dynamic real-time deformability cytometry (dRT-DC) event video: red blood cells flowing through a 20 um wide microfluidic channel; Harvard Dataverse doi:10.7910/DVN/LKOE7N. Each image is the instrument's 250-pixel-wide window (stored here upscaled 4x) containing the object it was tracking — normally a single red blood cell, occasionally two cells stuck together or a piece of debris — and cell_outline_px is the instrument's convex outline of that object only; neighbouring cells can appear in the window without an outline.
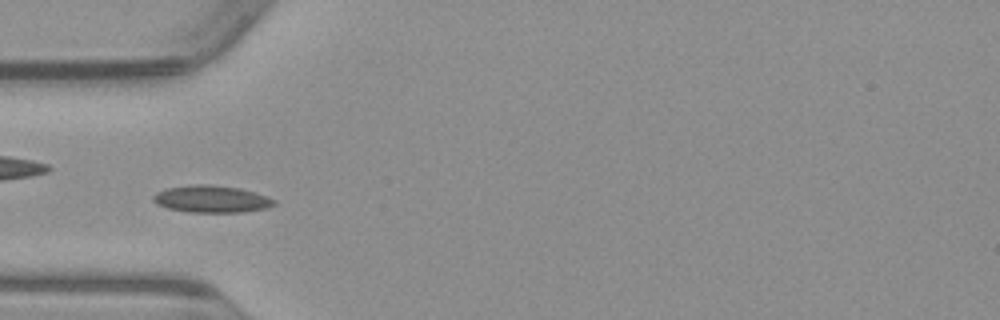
{"species": "common noctule bat (a hibernating species)", "species_latin": "Nyctalus noctula", "temperature_condition": "warm", "stored_images_in_passage": 48, "camera_frame_rate_fps": 3000, "um_per_image_px": 0.085, "animal": {"sex": "male", "body_mass_g": 23.1, "forearm_length_mm": 52.7}, "frame": {"image": 1, "passage_image": 13, "time_ms": 4.0, "image_size_px": [1000, 320], "cell_outline_px": [[276, 204], [268, 208], [244, 212], [188, 212], [168, 208], [156, 204], [152, 200], [152, 196], [156, 192], [168, 188], [196, 184], [208, 184], [240, 188], [256, 192], [268, 196], [276, 200]], "centroid_in_image_um": [18.01, 16.92], "position_along_channel_um": 67.0, "area_um2": 19.25}}
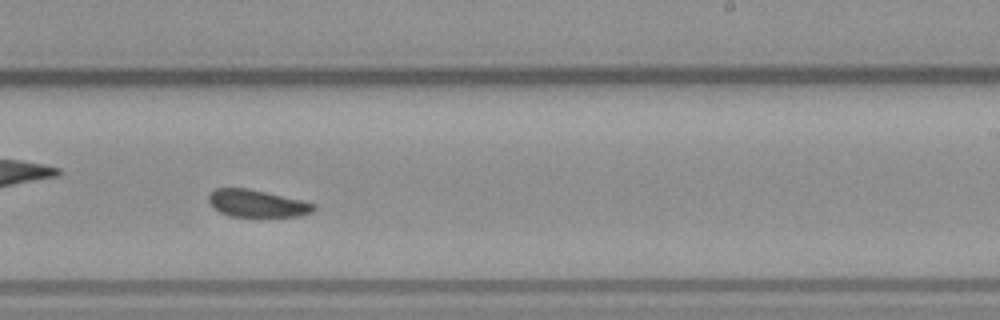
{"frame": {"image": 2, "passage_image": 28, "time_ms": 9.0, "image_size_px": [1000, 320], "cell_outline_px": [[316, 208], [312, 212], [300, 216], [228, 216], [212, 208], [208, 204], [208, 192], [216, 188], [248, 188], [300, 200], [316, 204]], "centroid_in_image_um": [21.78, 17.29], "position_along_channel_um": 267.2, "area_um2": 16.76}}
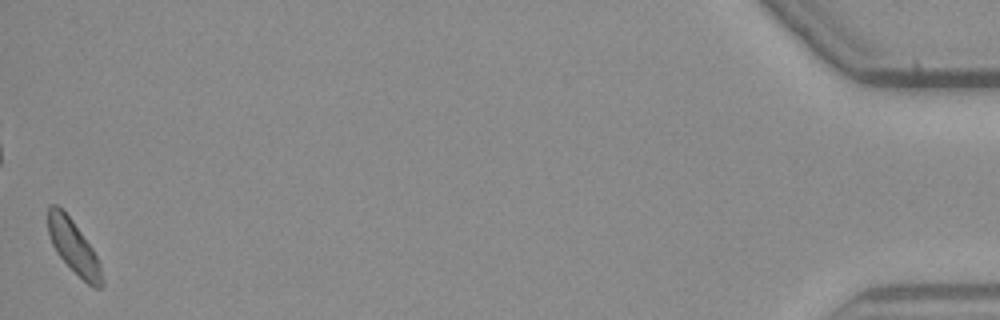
{"frame": {"image": 3, "passage_image": 48, "time_ms": 15.667, "image_size_px": [1000, 320], "cell_outline_px": [[104, 284], [100, 288], [92, 288], [56, 252], [52, 244], [48, 232], [48, 208], [52, 204], [56, 204], [72, 220], [92, 248], [100, 264], [104, 280]], "centroid_in_image_um": [6.28, 21.01], "position_along_channel_um": 428.9, "area_um2": 16.36}}